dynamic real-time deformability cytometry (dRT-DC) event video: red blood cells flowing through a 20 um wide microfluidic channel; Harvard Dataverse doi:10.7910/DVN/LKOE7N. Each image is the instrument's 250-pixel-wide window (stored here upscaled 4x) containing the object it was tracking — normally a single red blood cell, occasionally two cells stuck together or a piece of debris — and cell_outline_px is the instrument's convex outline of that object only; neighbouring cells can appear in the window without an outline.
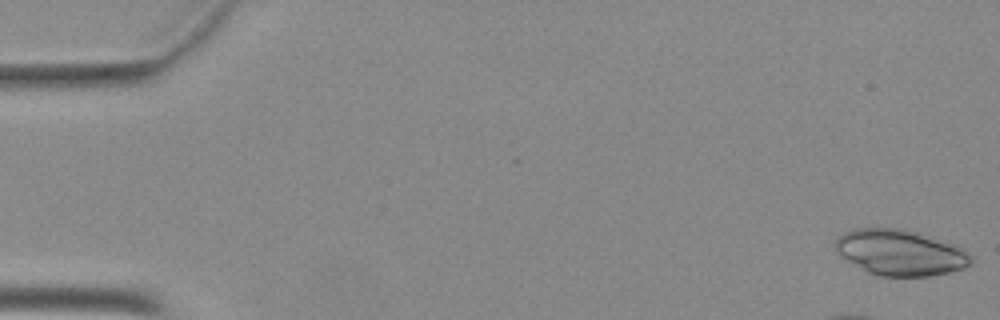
{"species": "Egyptian fruit bat (a non-hibernating species)", "species_latin": "Rousettus aegyptiacus", "temperature_condition": "warm", "stored_images_in_passage": 43, "camera_frame_rate_fps": 3000, "um_per_image_px": 0.085, "animal": {"sex": "female"}, "frame": {"image": 1, "passage_image": 1, "time_ms": 0.0, "image_size_px": [1000, 320], "cell_outline_px": [[972, 264], [964, 268], [948, 272], [928, 276], [880, 276], [868, 272], [840, 256], [836, 252], [836, 240], [844, 232], [852, 228], [904, 228], [956, 244], [964, 248], [972, 256]], "centroid_in_image_um": [76.55, 21.45], "position_along_channel_um": 8.4, "area_um2": 36.36}}